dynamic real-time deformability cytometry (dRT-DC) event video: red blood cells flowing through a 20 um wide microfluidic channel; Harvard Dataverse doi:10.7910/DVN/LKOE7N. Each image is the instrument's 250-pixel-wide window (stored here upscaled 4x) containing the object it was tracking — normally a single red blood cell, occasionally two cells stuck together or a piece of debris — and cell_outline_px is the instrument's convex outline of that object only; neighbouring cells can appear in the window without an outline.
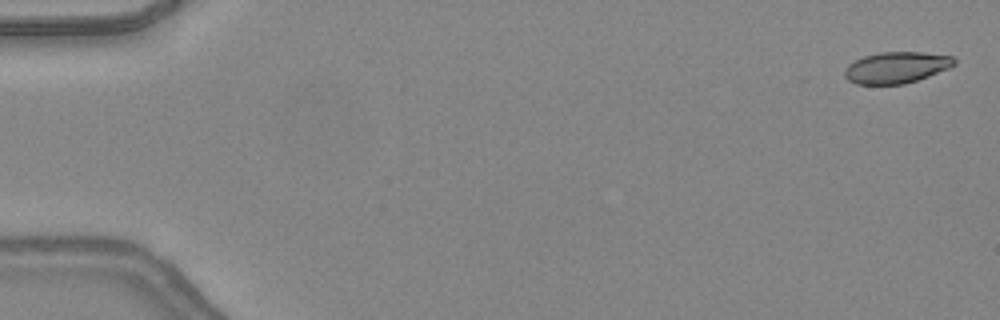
{"species": "common noctule bat (a hibernating species)", "species_latin": "Nyctalus noctula", "temperature_condition": "warm", "stored_images_in_passage": 48, "camera_frame_rate_fps": 3000, "um_per_image_px": 0.085, "animal": {"sex": "female", "body_mass_g": 24.6, "forearm_length_mm": 56.2}, "frame": {"image": 1, "passage_image": 2, "time_ms": 0.333, "image_size_px": [1000, 320], "cell_outline_px": [[956, 64], [948, 68], [928, 76], [904, 84], [856, 84], [848, 80], [844, 76], [844, 68], [848, 64], [864, 56], [880, 52], [924, 52], [952, 56], [956, 60]], "centroid_in_image_um": [76.17, 5.73], "position_along_channel_um": 8.8, "area_um2": 20.0}}
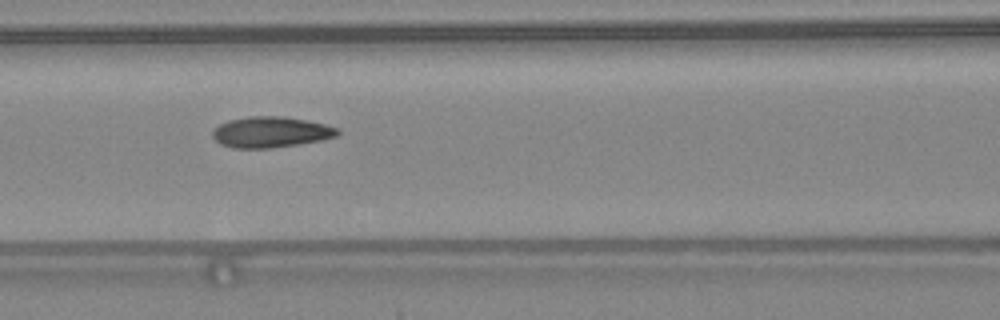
{"frame": {"image": 2, "passage_image": 22, "time_ms": 7.0, "image_size_px": [1000, 320], "cell_outline_px": [[340, 132], [336, 136], [320, 140], [300, 144], [268, 148], [232, 148], [220, 144], [212, 136], [212, 132], [220, 124], [228, 120], [248, 116], [284, 116], [308, 120], [340, 128]], "centroid_in_image_um": [23.02, 11.22], "position_along_channel_um": 143.6, "area_um2": 22.54}}
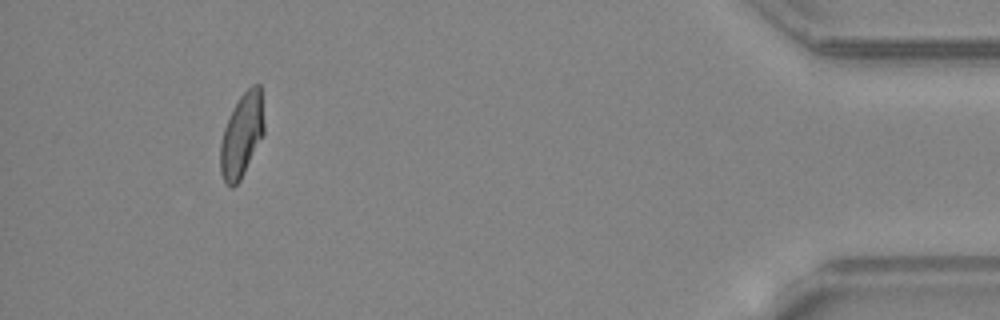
{"frame": {"image": 3, "passage_image": 45, "time_ms": 14.667, "image_size_px": [1000, 320], "cell_outline_px": [[264, 136], [240, 180], [232, 188], [224, 180], [220, 172], [220, 144], [224, 128], [240, 96], [252, 84], [260, 84], [264, 124]], "centroid_in_image_um": [20.57, 11.51], "position_along_channel_um": 414.6, "area_um2": 21.21}, "authors_computed_cell_mechanics": {"area_um2": 21.5883, "velocity_mm_per_s": 4.3784, "shape_relaxation_time_tau1_ms": 10.9567, "shape_relaxation_time_tau2_ms": 1.5502, "deformation_change_tau1": 0.2713, "deformation_change_tau2": 0.0803}}